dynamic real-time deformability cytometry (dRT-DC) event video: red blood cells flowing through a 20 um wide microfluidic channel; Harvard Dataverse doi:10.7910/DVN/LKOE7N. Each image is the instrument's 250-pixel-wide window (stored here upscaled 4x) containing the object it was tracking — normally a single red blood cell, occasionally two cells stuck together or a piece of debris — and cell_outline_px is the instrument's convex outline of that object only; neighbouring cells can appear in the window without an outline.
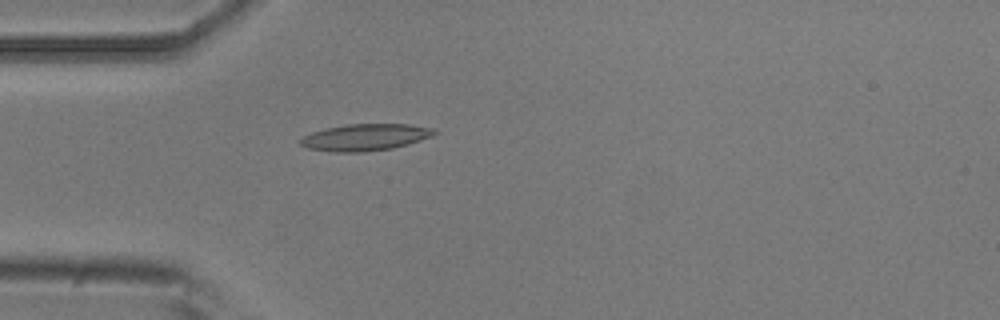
{"species": "common noctule bat (a hibernating species)", "species_latin": "Nyctalus noctula", "temperature_condition": "room temperature", "stored_images_in_passage": 46, "camera_frame_rate_fps": 3000, "um_per_image_px": 0.085, "animal": {"sex": "male", "body_mass_g": 20.5, "forearm_length_mm": 52.5}, "frame": {"image": 1, "passage_image": 9, "time_ms": 2.667, "image_size_px": [1000, 320], "cell_outline_px": [[436, 132], [432, 136], [408, 144], [392, 148], [364, 152], [332, 152], [308, 148], [300, 144], [300, 140], [304, 136], [312, 132], [328, 128], [348, 124], [408, 124], [436, 128]], "centroid_in_image_um": [31.07, 11.67], "position_along_channel_um": 53.9, "area_um2": 20.75}}
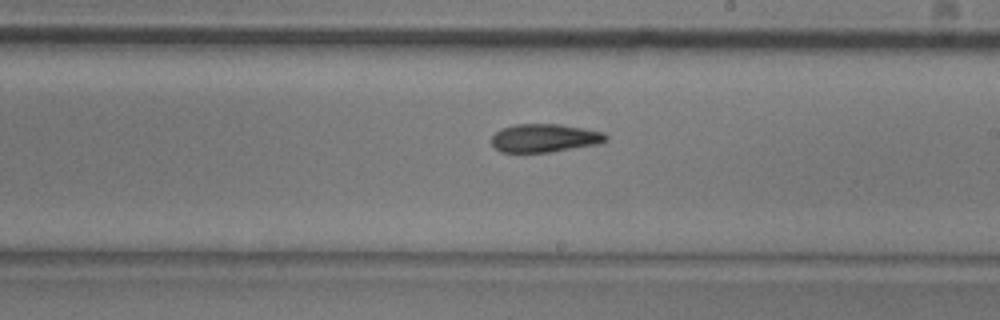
{"frame": {"image": 2, "passage_image": 24, "time_ms": 7.667, "image_size_px": [1000, 320], "cell_outline_px": [[608, 140], [600, 144], [552, 152], [500, 152], [492, 144], [492, 136], [496, 132], [504, 128], [516, 124], [560, 124], [584, 128], [604, 132], [608, 136]], "centroid_in_image_um": [46.35, 11.74], "position_along_channel_um": 242.6, "area_um2": 18.96}}
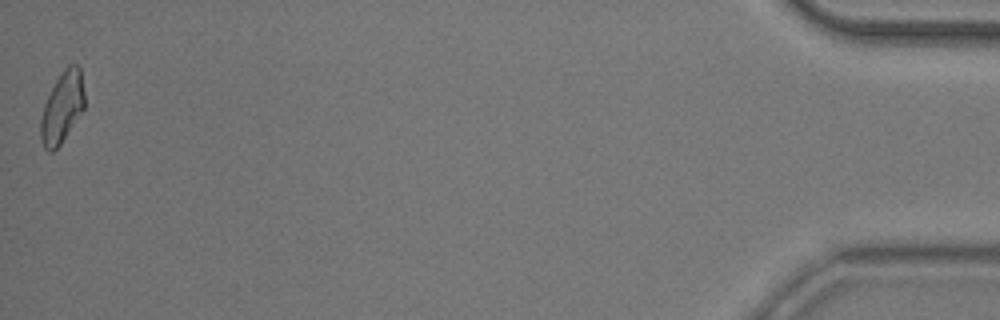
{"frame": {"image": 3, "passage_image": 46, "time_ms": 15.0, "image_size_px": [1000, 320], "cell_outline_px": [[84, 108], [60, 144], [52, 152], [48, 152], [44, 148], [40, 140], [40, 120], [44, 104], [56, 80], [64, 68], [68, 64], [76, 64], [80, 68], [84, 92]], "centroid_in_image_um": [5.27, 9.13], "position_along_channel_um": 429.9, "area_um2": 17.98}, "authors_computed_cell_mechanics": {"area_um2": 18.8428, "velocity_mm_per_s": 3.8753, "shape_relaxation_time_tau1_ms": null, "shape_relaxation_time_tau2_ms": 4.2411, "deformation_change_tau1": null, "deformation_change_tau2": 0.1272}}